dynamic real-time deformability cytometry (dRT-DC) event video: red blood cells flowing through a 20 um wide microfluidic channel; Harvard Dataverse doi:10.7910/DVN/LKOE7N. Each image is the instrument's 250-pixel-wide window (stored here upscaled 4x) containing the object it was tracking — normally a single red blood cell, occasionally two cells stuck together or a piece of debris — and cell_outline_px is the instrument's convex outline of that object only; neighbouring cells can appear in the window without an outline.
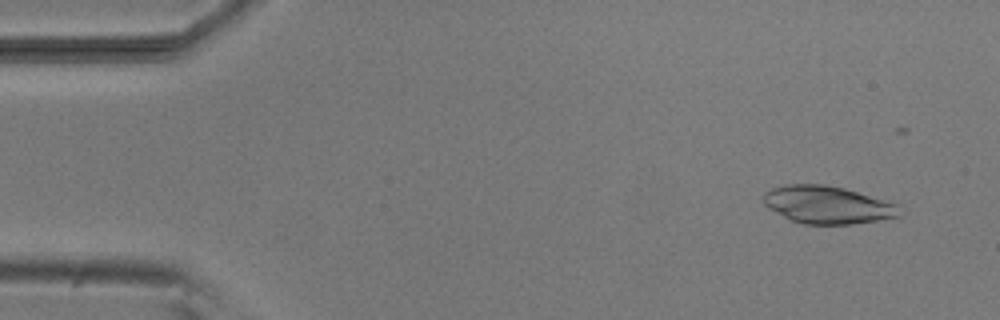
{"species": "common noctule bat (a hibernating species)", "species_latin": "Nyctalus noctula", "temperature_condition": "room temperature", "stored_images_in_passage": 46, "camera_frame_rate_fps": 3000, "um_per_image_px": 0.085, "animal": {"sex": "male", "body_mass_g": 20.5, "forearm_length_mm": 52.5}, "frame": {"image": 1, "passage_image": 4, "time_ms": 1.0, "image_size_px": [1000, 320], "cell_outline_px": [[900, 216], [852, 224], [804, 224], [792, 220], [784, 216], [764, 204], [764, 192], [772, 188], [788, 184], [824, 184], [844, 188], [900, 204]], "centroid_in_image_um": [70.37, 17.4], "position_along_channel_um": 14.6, "area_um2": 29.65}}
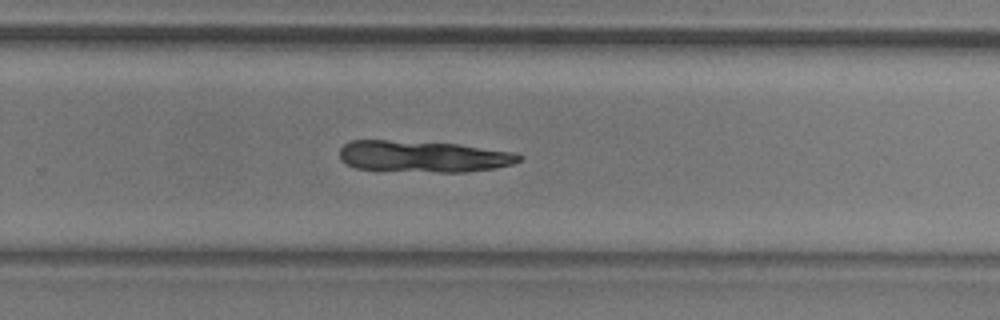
{"frame": {"image": 2, "passage_image": 34, "time_ms": 11.0, "image_size_px": [1000, 320], "cell_outline_px": [[524, 156], [520, 160], [512, 164], [496, 168], [468, 172], [440, 172], [356, 168], [340, 160], [340, 148], [344, 144], [352, 140], [388, 140], [460, 144], [512, 152]], "centroid_in_image_um": [36.0, 13.29], "position_along_channel_um": 293.8, "area_um2": 32.77}}
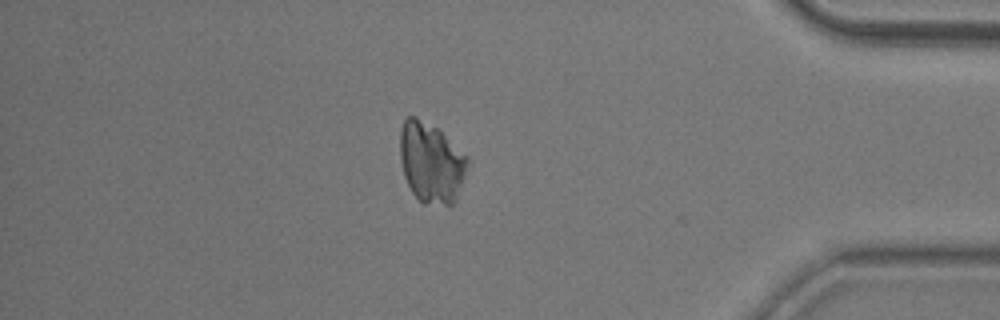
{"frame": {"image": 3, "passage_image": 45, "time_ms": 14.667, "image_size_px": [1000, 320], "cell_outline_px": [[472, 164], [456, 200], [452, 204], [424, 204], [412, 192], [404, 176], [400, 160], [400, 132], [404, 116], [416, 116], [436, 128], [468, 156]], "centroid_in_image_um": [36.68, 13.82], "position_along_channel_um": 398.5, "area_um2": 32.08}}